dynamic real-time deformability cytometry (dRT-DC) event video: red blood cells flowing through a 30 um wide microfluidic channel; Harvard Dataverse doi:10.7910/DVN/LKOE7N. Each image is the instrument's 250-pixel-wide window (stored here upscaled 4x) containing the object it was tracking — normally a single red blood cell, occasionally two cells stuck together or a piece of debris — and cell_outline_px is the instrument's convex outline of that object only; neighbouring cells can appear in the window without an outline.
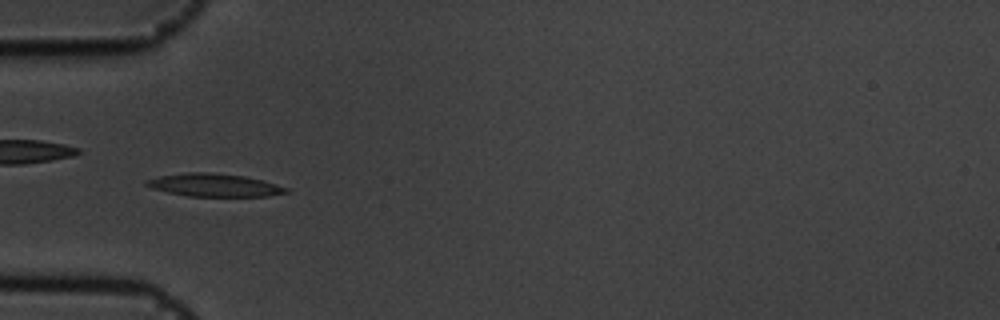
{"species": "common noctule bat (a hibernating species)", "species_latin": "Nyctalus noctula", "temperature_condition": "cold", "stored_images_in_passage": 56, "camera_frame_rate_fps": 3000, "um_per_image_px": 0.085, "animal": {"sex": "male", "body_mass_g": 19.5, "forearm_length_mm": 54.6}, "frame": {"image": 1, "passage_image": 17, "time_ms": 5.333, "image_size_px": [1000, 320], "cell_outline_px": [[288, 192], [268, 196], [188, 196], [168, 192], [152, 188], [144, 184], [144, 180], [156, 176], [188, 172], [208, 172], [244, 176], [276, 184], [288, 188]], "centroid_in_image_um": [18.15, 15.73], "position_along_channel_um": 66.8, "area_um2": 18.55}}
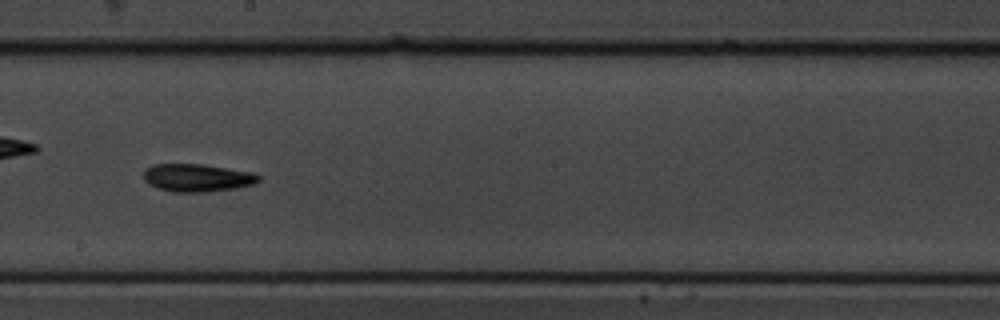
{"frame": {"image": 2, "passage_image": 31, "time_ms": 10.0, "image_size_px": [1000, 320], "cell_outline_px": [[260, 180], [256, 184], [236, 188], [208, 192], [172, 192], [148, 184], [144, 180], [144, 168], [152, 164], [204, 164], [256, 172], [260, 176]], "centroid_in_image_um": [16.8, 15.1], "position_along_channel_um": 231.4, "area_um2": 19.02}}
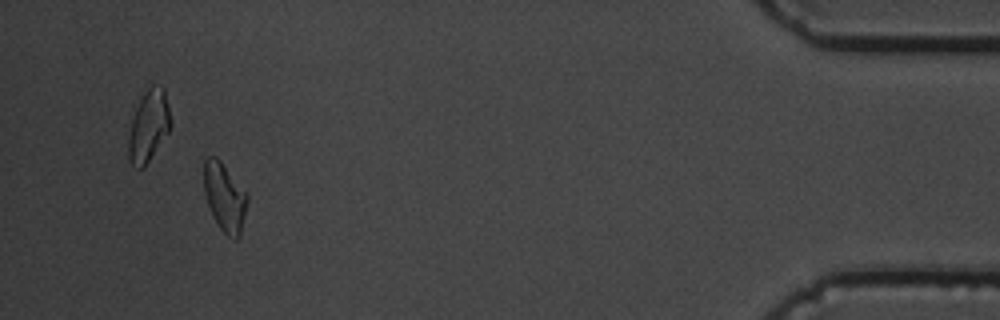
{"frame": {"image": 3, "passage_image": 52, "time_ms": 17.0, "image_size_px": [1000, 320], "cell_outline_px": [[248, 200], [240, 236], [236, 240], [232, 240], [220, 228], [212, 216], [204, 192], [204, 160], [208, 156], [216, 156], [220, 160], [248, 196]], "centroid_in_image_um": [19.08, 16.78], "position_along_channel_um": 416.1, "area_um2": 17.17}, "authors_computed_cell_mechanics": {"area_um2": 17.629, "velocity_mm_per_s": 3.5493, "shape_relaxation_time_tau1_ms": 2.5326, "shape_relaxation_time_tau2_ms": null, "deformation_change_tau1": 0.1354, "deformation_change_tau2": null}}